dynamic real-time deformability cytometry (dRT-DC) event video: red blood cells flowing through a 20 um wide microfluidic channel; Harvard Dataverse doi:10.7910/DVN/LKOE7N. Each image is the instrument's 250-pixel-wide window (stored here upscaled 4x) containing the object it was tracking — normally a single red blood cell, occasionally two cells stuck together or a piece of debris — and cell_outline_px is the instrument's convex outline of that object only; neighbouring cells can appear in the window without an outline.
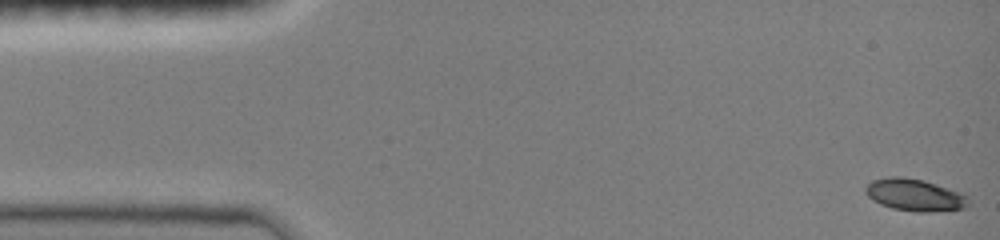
{"species": "common noctule bat (a hibernating species)", "species_latin": "Nyctalus noctula", "temperature_condition": "room temperature", "stored_images_in_passage": 47, "camera_frame_rate_fps": 3000, "um_per_image_px": 0.085, "animal": {"sex": "female", "body_mass_g": 19.0, "forearm_length_mm": 51.5}, "frame": {"image": 1, "passage_image": 1, "time_ms": 0.0, "image_size_px": [1000, 240], "cell_outline_px": [[968, 208], [932, 212], [916, 212], [892, 208], [880, 204], [872, 200], [864, 192], [864, 188], [872, 180], [892, 176], [904, 176], [924, 180], [960, 192], [968, 196]], "centroid_in_image_um": [77.75, 16.57], "position_along_channel_um": 7.3, "area_um2": 19.48}}
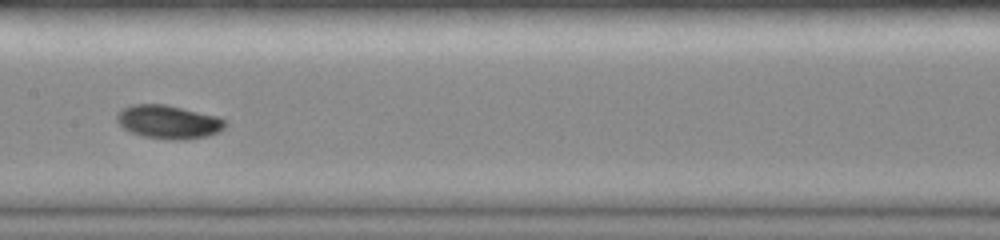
{"frame": {"image": 2, "passage_image": 24, "time_ms": 7.667, "image_size_px": [1000, 240], "cell_outline_px": [[228, 124], [224, 128], [208, 136], [180, 140], [172, 140], [144, 136], [132, 132], [124, 128], [116, 120], [116, 116], [124, 108], [132, 104], [164, 104], [220, 116]], "centroid_in_image_um": [14.36, 10.36], "position_along_channel_um": 193.0, "area_um2": 21.04}}
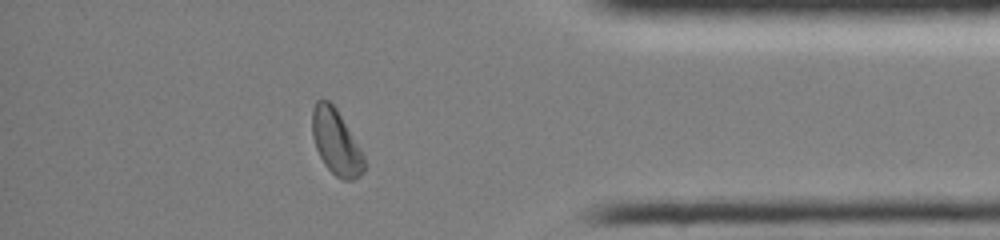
{"frame": {"image": 3, "passage_image": 41, "time_ms": 13.333, "image_size_px": [1000, 240], "cell_outline_px": [[364, 172], [360, 176], [352, 180], [340, 180], [324, 164], [316, 148], [312, 136], [312, 108], [316, 100], [328, 100], [336, 108], [360, 148], [364, 156]], "centroid_in_image_um": [28.55, 12.09], "position_along_channel_um": 406.6, "area_um2": 19.65}, "authors_computed_cell_mechanics": {"area_um2": 19.7676, "velocity_mm_per_s": 4.0287, "shape_relaxation_time_tau1_ms": 3.3884, "shape_relaxation_time_tau2_ms": null, "deformation_change_tau1": 0.1266, "deformation_change_tau2": null}}